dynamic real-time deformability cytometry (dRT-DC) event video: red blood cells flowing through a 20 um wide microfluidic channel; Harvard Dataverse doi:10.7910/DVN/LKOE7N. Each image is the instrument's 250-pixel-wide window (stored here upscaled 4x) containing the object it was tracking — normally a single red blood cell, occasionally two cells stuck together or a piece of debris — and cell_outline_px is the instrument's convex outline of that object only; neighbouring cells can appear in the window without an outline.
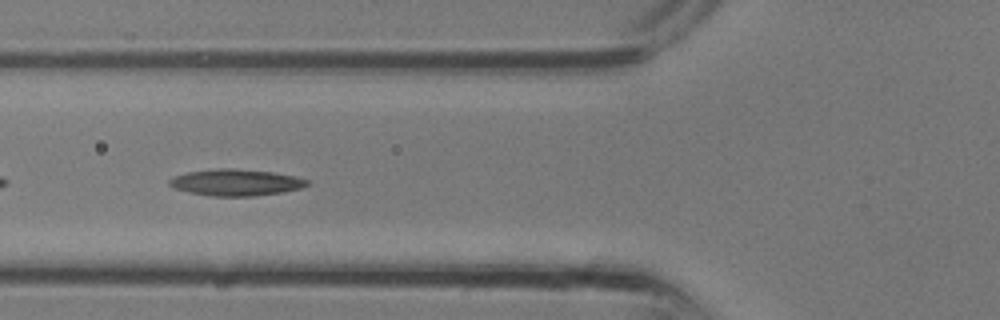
{"species": "common noctule bat (a hibernating species)", "species_latin": "Nyctalus noctula", "temperature_condition": "room temperature", "stored_images_in_passage": 31, "camera_frame_rate_fps": 3000, "um_per_image_px": 0.085, "animal": {"sex": "male", "body_mass_g": 13.3}, "frame": {"image": 1, "passage_image": 11, "time_ms": 3.333, "image_size_px": [1000, 320], "cell_outline_px": [[312, 184], [300, 188], [284, 192], [256, 196], [212, 196], [188, 192], [176, 188], [168, 184], [168, 180], [172, 176], [188, 172], [220, 168], [232, 168], [272, 172], [292, 176], [308, 180]], "centroid_in_image_um": [20.05, 15.51], "position_along_channel_um": 105.8, "area_um2": 21.27}}
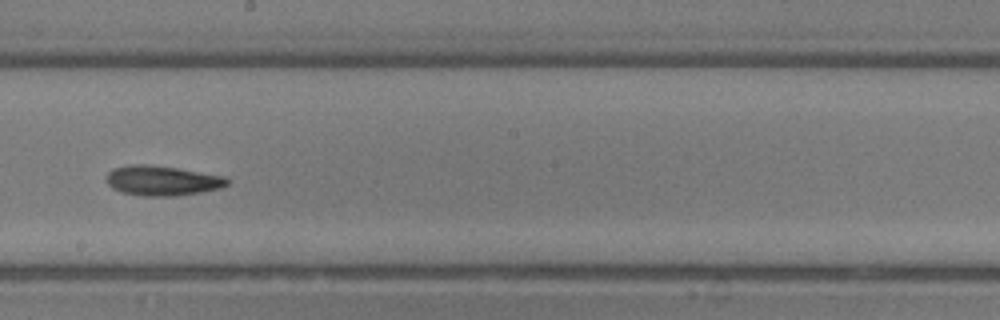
{"frame": {"image": 2, "passage_image": 17, "time_ms": 5.333, "image_size_px": [1000, 320], "cell_outline_px": [[232, 180], [228, 184], [220, 188], [200, 192], [176, 196], [144, 196], [120, 192], [112, 188], [108, 184], [108, 172], [112, 168], [128, 164], [148, 164], [176, 168], [224, 176]], "centroid_in_image_um": [13.78, 15.35], "position_along_channel_um": 234.4, "area_um2": 21.1}}
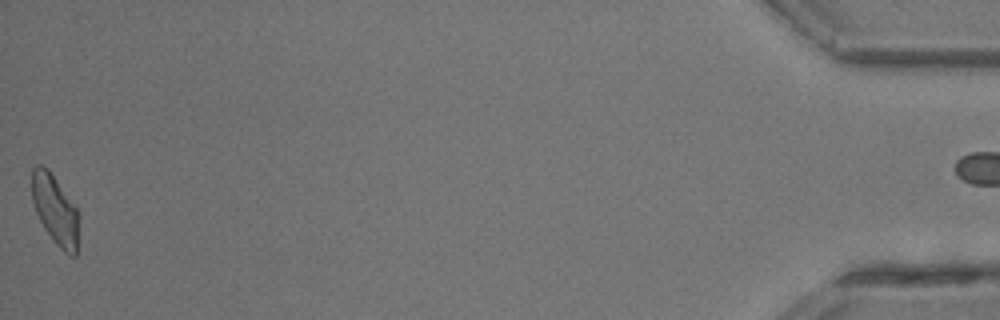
{"frame": {"image": 3, "passage_image": 31, "time_ms": 10.0, "image_size_px": [1000, 320], "cell_outline_px": [[80, 216], [76, 256], [68, 256], [52, 240], [44, 228], [36, 212], [32, 200], [32, 168], [36, 164], [40, 164], [48, 168], [76, 208]], "centroid_in_image_um": [4.7, 17.86], "position_along_channel_um": 430.5, "area_um2": 19.19}}